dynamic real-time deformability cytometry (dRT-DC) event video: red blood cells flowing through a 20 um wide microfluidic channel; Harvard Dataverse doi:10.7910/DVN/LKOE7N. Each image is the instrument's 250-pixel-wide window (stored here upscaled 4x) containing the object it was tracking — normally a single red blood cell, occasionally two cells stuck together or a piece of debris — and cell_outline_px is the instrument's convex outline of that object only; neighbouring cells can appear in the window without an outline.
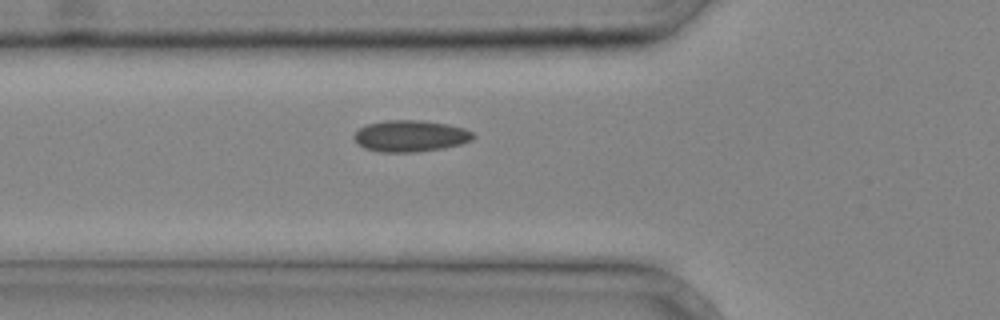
{"species": "common noctule bat (a hibernating species)", "species_latin": "Nyctalus noctula", "temperature_condition": "cold", "stored_images_in_passage": 5, "segment_of_instrument_passage": [2, 2], "camera_frame_rate_fps": 3000, "um_per_image_px": 0.085, "animal": {"sex": "male", "body_mass_g": 20.4}, "frame": {"image": 1, "passage_image": 5, "time_ms": 1.333, "image_size_px": [1000, 320], "cell_outline_px": [[476, 136], [472, 140], [460, 144], [444, 148], [416, 152], [380, 152], [364, 148], [356, 144], [352, 136], [360, 128], [368, 124], [388, 120], [420, 120], [448, 124], [464, 128], [472, 132]], "centroid_in_image_um": [34.88, 11.56], "position_along_channel_um": 90.9, "area_um2": 21.96}}